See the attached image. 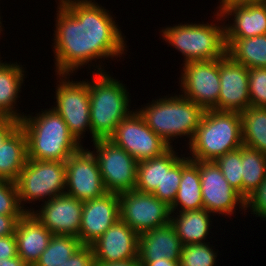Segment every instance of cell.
Listing matches in <instances>:
<instances>
[{
  "instance_id": "cell-43",
  "label": "cell",
  "mask_w": 266,
  "mask_h": 266,
  "mask_svg": "<svg viewBox=\"0 0 266 266\" xmlns=\"http://www.w3.org/2000/svg\"><path fill=\"white\" fill-rule=\"evenodd\" d=\"M0 266H29L23 259L19 256L12 257L10 259H1Z\"/></svg>"
},
{
  "instance_id": "cell-12",
  "label": "cell",
  "mask_w": 266,
  "mask_h": 266,
  "mask_svg": "<svg viewBox=\"0 0 266 266\" xmlns=\"http://www.w3.org/2000/svg\"><path fill=\"white\" fill-rule=\"evenodd\" d=\"M180 93L205 110L218 111L220 92L219 59L182 64Z\"/></svg>"
},
{
  "instance_id": "cell-14",
  "label": "cell",
  "mask_w": 266,
  "mask_h": 266,
  "mask_svg": "<svg viewBox=\"0 0 266 266\" xmlns=\"http://www.w3.org/2000/svg\"><path fill=\"white\" fill-rule=\"evenodd\" d=\"M65 193L84 202L107 193L98 162L87 147H82L65 162Z\"/></svg>"
},
{
  "instance_id": "cell-11",
  "label": "cell",
  "mask_w": 266,
  "mask_h": 266,
  "mask_svg": "<svg viewBox=\"0 0 266 266\" xmlns=\"http://www.w3.org/2000/svg\"><path fill=\"white\" fill-rule=\"evenodd\" d=\"M120 218L138 235L170 223V206L135 189L118 194Z\"/></svg>"
},
{
  "instance_id": "cell-19",
  "label": "cell",
  "mask_w": 266,
  "mask_h": 266,
  "mask_svg": "<svg viewBox=\"0 0 266 266\" xmlns=\"http://www.w3.org/2000/svg\"><path fill=\"white\" fill-rule=\"evenodd\" d=\"M139 235L121 218L91 244L95 262H120L138 258Z\"/></svg>"
},
{
  "instance_id": "cell-18",
  "label": "cell",
  "mask_w": 266,
  "mask_h": 266,
  "mask_svg": "<svg viewBox=\"0 0 266 266\" xmlns=\"http://www.w3.org/2000/svg\"><path fill=\"white\" fill-rule=\"evenodd\" d=\"M120 219L119 198L107 192L99 198L83 202L79 240L91 245Z\"/></svg>"
},
{
  "instance_id": "cell-15",
  "label": "cell",
  "mask_w": 266,
  "mask_h": 266,
  "mask_svg": "<svg viewBox=\"0 0 266 266\" xmlns=\"http://www.w3.org/2000/svg\"><path fill=\"white\" fill-rule=\"evenodd\" d=\"M40 207V208H39ZM33 215L53 234L79 237L83 202L64 193L43 202Z\"/></svg>"
},
{
  "instance_id": "cell-3",
  "label": "cell",
  "mask_w": 266,
  "mask_h": 266,
  "mask_svg": "<svg viewBox=\"0 0 266 266\" xmlns=\"http://www.w3.org/2000/svg\"><path fill=\"white\" fill-rule=\"evenodd\" d=\"M42 110L34 116L25 114L20 121L27 139V157L66 162L83 145L70 133L67 124L52 107Z\"/></svg>"
},
{
  "instance_id": "cell-31",
  "label": "cell",
  "mask_w": 266,
  "mask_h": 266,
  "mask_svg": "<svg viewBox=\"0 0 266 266\" xmlns=\"http://www.w3.org/2000/svg\"><path fill=\"white\" fill-rule=\"evenodd\" d=\"M164 154L138 162L135 190L144 193L163 192Z\"/></svg>"
},
{
  "instance_id": "cell-22",
  "label": "cell",
  "mask_w": 266,
  "mask_h": 266,
  "mask_svg": "<svg viewBox=\"0 0 266 266\" xmlns=\"http://www.w3.org/2000/svg\"><path fill=\"white\" fill-rule=\"evenodd\" d=\"M25 68L19 62H3L0 65V118H13L21 121L24 112L16 108L21 86L26 78ZM16 106V107H15Z\"/></svg>"
},
{
  "instance_id": "cell-24",
  "label": "cell",
  "mask_w": 266,
  "mask_h": 266,
  "mask_svg": "<svg viewBox=\"0 0 266 266\" xmlns=\"http://www.w3.org/2000/svg\"><path fill=\"white\" fill-rule=\"evenodd\" d=\"M213 214L205 209L184 212H171L170 223L175 228L176 234L182 245L206 243L211 232Z\"/></svg>"
},
{
  "instance_id": "cell-30",
  "label": "cell",
  "mask_w": 266,
  "mask_h": 266,
  "mask_svg": "<svg viewBox=\"0 0 266 266\" xmlns=\"http://www.w3.org/2000/svg\"><path fill=\"white\" fill-rule=\"evenodd\" d=\"M174 149L171 147L164 153L163 192L152 193L169 206L174 202L182 178V154L179 156Z\"/></svg>"
},
{
  "instance_id": "cell-34",
  "label": "cell",
  "mask_w": 266,
  "mask_h": 266,
  "mask_svg": "<svg viewBox=\"0 0 266 266\" xmlns=\"http://www.w3.org/2000/svg\"><path fill=\"white\" fill-rule=\"evenodd\" d=\"M18 199L16 182L0 179V215H24Z\"/></svg>"
},
{
  "instance_id": "cell-39",
  "label": "cell",
  "mask_w": 266,
  "mask_h": 266,
  "mask_svg": "<svg viewBox=\"0 0 266 266\" xmlns=\"http://www.w3.org/2000/svg\"><path fill=\"white\" fill-rule=\"evenodd\" d=\"M23 215H0V237L15 233L18 220Z\"/></svg>"
},
{
  "instance_id": "cell-13",
  "label": "cell",
  "mask_w": 266,
  "mask_h": 266,
  "mask_svg": "<svg viewBox=\"0 0 266 266\" xmlns=\"http://www.w3.org/2000/svg\"><path fill=\"white\" fill-rule=\"evenodd\" d=\"M199 172L205 210L213 216L230 217L239 208L245 214V199L224 178L215 161H199Z\"/></svg>"
},
{
  "instance_id": "cell-35",
  "label": "cell",
  "mask_w": 266,
  "mask_h": 266,
  "mask_svg": "<svg viewBox=\"0 0 266 266\" xmlns=\"http://www.w3.org/2000/svg\"><path fill=\"white\" fill-rule=\"evenodd\" d=\"M250 106L266 107V68L248 69Z\"/></svg>"
},
{
  "instance_id": "cell-7",
  "label": "cell",
  "mask_w": 266,
  "mask_h": 266,
  "mask_svg": "<svg viewBox=\"0 0 266 266\" xmlns=\"http://www.w3.org/2000/svg\"><path fill=\"white\" fill-rule=\"evenodd\" d=\"M15 182L21 208L25 212H32L35 209L33 207L25 208L24 204L34 202V205L35 201L46 202L65 193V162L27 158L25 167Z\"/></svg>"
},
{
  "instance_id": "cell-45",
  "label": "cell",
  "mask_w": 266,
  "mask_h": 266,
  "mask_svg": "<svg viewBox=\"0 0 266 266\" xmlns=\"http://www.w3.org/2000/svg\"><path fill=\"white\" fill-rule=\"evenodd\" d=\"M1 18H2V17L0 16V35H1L2 31H3V29H4V28H2V27H4V26L2 25Z\"/></svg>"
},
{
  "instance_id": "cell-25",
  "label": "cell",
  "mask_w": 266,
  "mask_h": 266,
  "mask_svg": "<svg viewBox=\"0 0 266 266\" xmlns=\"http://www.w3.org/2000/svg\"><path fill=\"white\" fill-rule=\"evenodd\" d=\"M27 158V139L19 126L0 146V179L15 182Z\"/></svg>"
},
{
  "instance_id": "cell-37",
  "label": "cell",
  "mask_w": 266,
  "mask_h": 266,
  "mask_svg": "<svg viewBox=\"0 0 266 266\" xmlns=\"http://www.w3.org/2000/svg\"><path fill=\"white\" fill-rule=\"evenodd\" d=\"M61 266H96L91 245H83Z\"/></svg>"
},
{
  "instance_id": "cell-16",
  "label": "cell",
  "mask_w": 266,
  "mask_h": 266,
  "mask_svg": "<svg viewBox=\"0 0 266 266\" xmlns=\"http://www.w3.org/2000/svg\"><path fill=\"white\" fill-rule=\"evenodd\" d=\"M218 111L243 112L250 107L248 68L228 54L219 58Z\"/></svg>"
},
{
  "instance_id": "cell-44",
  "label": "cell",
  "mask_w": 266,
  "mask_h": 266,
  "mask_svg": "<svg viewBox=\"0 0 266 266\" xmlns=\"http://www.w3.org/2000/svg\"><path fill=\"white\" fill-rule=\"evenodd\" d=\"M266 0H220L218 3L227 4V3H244V2H264Z\"/></svg>"
},
{
  "instance_id": "cell-29",
  "label": "cell",
  "mask_w": 266,
  "mask_h": 266,
  "mask_svg": "<svg viewBox=\"0 0 266 266\" xmlns=\"http://www.w3.org/2000/svg\"><path fill=\"white\" fill-rule=\"evenodd\" d=\"M82 246L77 237L52 235L47 248L33 266H61Z\"/></svg>"
},
{
  "instance_id": "cell-42",
  "label": "cell",
  "mask_w": 266,
  "mask_h": 266,
  "mask_svg": "<svg viewBox=\"0 0 266 266\" xmlns=\"http://www.w3.org/2000/svg\"><path fill=\"white\" fill-rule=\"evenodd\" d=\"M142 266H179V260H169L167 258L150 262H140Z\"/></svg>"
},
{
  "instance_id": "cell-41",
  "label": "cell",
  "mask_w": 266,
  "mask_h": 266,
  "mask_svg": "<svg viewBox=\"0 0 266 266\" xmlns=\"http://www.w3.org/2000/svg\"><path fill=\"white\" fill-rule=\"evenodd\" d=\"M96 266H141L138 258L120 262H95Z\"/></svg>"
},
{
  "instance_id": "cell-17",
  "label": "cell",
  "mask_w": 266,
  "mask_h": 266,
  "mask_svg": "<svg viewBox=\"0 0 266 266\" xmlns=\"http://www.w3.org/2000/svg\"><path fill=\"white\" fill-rule=\"evenodd\" d=\"M216 9L226 19L225 23L231 18V24H225V38H250L266 34L265 2L219 4Z\"/></svg>"
},
{
  "instance_id": "cell-1",
  "label": "cell",
  "mask_w": 266,
  "mask_h": 266,
  "mask_svg": "<svg viewBox=\"0 0 266 266\" xmlns=\"http://www.w3.org/2000/svg\"><path fill=\"white\" fill-rule=\"evenodd\" d=\"M53 53L56 74H75L93 61L121 58L128 50L112 11L95 0H58ZM117 23V24H116ZM103 58V59H102Z\"/></svg>"
},
{
  "instance_id": "cell-9",
  "label": "cell",
  "mask_w": 266,
  "mask_h": 266,
  "mask_svg": "<svg viewBox=\"0 0 266 266\" xmlns=\"http://www.w3.org/2000/svg\"><path fill=\"white\" fill-rule=\"evenodd\" d=\"M93 145L91 152L107 192L120 194L135 189L138 161L109 139L95 140Z\"/></svg>"
},
{
  "instance_id": "cell-23",
  "label": "cell",
  "mask_w": 266,
  "mask_h": 266,
  "mask_svg": "<svg viewBox=\"0 0 266 266\" xmlns=\"http://www.w3.org/2000/svg\"><path fill=\"white\" fill-rule=\"evenodd\" d=\"M182 155V178L174 202L170 205L171 212H184L204 209L201 195V179L199 161H193Z\"/></svg>"
},
{
  "instance_id": "cell-20",
  "label": "cell",
  "mask_w": 266,
  "mask_h": 266,
  "mask_svg": "<svg viewBox=\"0 0 266 266\" xmlns=\"http://www.w3.org/2000/svg\"><path fill=\"white\" fill-rule=\"evenodd\" d=\"M182 243L171 223L139 234V262L162 259L179 260Z\"/></svg>"
},
{
  "instance_id": "cell-26",
  "label": "cell",
  "mask_w": 266,
  "mask_h": 266,
  "mask_svg": "<svg viewBox=\"0 0 266 266\" xmlns=\"http://www.w3.org/2000/svg\"><path fill=\"white\" fill-rule=\"evenodd\" d=\"M227 54L250 68H266V34L250 38H225Z\"/></svg>"
},
{
  "instance_id": "cell-28",
  "label": "cell",
  "mask_w": 266,
  "mask_h": 266,
  "mask_svg": "<svg viewBox=\"0 0 266 266\" xmlns=\"http://www.w3.org/2000/svg\"><path fill=\"white\" fill-rule=\"evenodd\" d=\"M242 197L246 199L266 177V154L241 146Z\"/></svg>"
},
{
  "instance_id": "cell-8",
  "label": "cell",
  "mask_w": 266,
  "mask_h": 266,
  "mask_svg": "<svg viewBox=\"0 0 266 266\" xmlns=\"http://www.w3.org/2000/svg\"><path fill=\"white\" fill-rule=\"evenodd\" d=\"M55 75H57L54 96L56 104L54 103L52 108L62 117L75 139L83 144L82 139L85 137L86 131L90 132L92 138L87 79L86 81H73L70 79L71 74Z\"/></svg>"
},
{
  "instance_id": "cell-6",
  "label": "cell",
  "mask_w": 266,
  "mask_h": 266,
  "mask_svg": "<svg viewBox=\"0 0 266 266\" xmlns=\"http://www.w3.org/2000/svg\"><path fill=\"white\" fill-rule=\"evenodd\" d=\"M242 145L241 114L208 109L187 146V155L193 161H215Z\"/></svg>"
},
{
  "instance_id": "cell-33",
  "label": "cell",
  "mask_w": 266,
  "mask_h": 266,
  "mask_svg": "<svg viewBox=\"0 0 266 266\" xmlns=\"http://www.w3.org/2000/svg\"><path fill=\"white\" fill-rule=\"evenodd\" d=\"M215 162L224 178L242 196L241 147L218 157Z\"/></svg>"
},
{
  "instance_id": "cell-2",
  "label": "cell",
  "mask_w": 266,
  "mask_h": 266,
  "mask_svg": "<svg viewBox=\"0 0 266 266\" xmlns=\"http://www.w3.org/2000/svg\"><path fill=\"white\" fill-rule=\"evenodd\" d=\"M101 65H100V64ZM95 64L93 77L88 81L90 98V123L92 141L109 139L115 132L116 126L134 109L131 108V99L126 84L114 79L104 69L103 62ZM109 73V74H108Z\"/></svg>"
},
{
  "instance_id": "cell-4",
  "label": "cell",
  "mask_w": 266,
  "mask_h": 266,
  "mask_svg": "<svg viewBox=\"0 0 266 266\" xmlns=\"http://www.w3.org/2000/svg\"><path fill=\"white\" fill-rule=\"evenodd\" d=\"M169 96L170 94L153 99L151 103L145 104L147 106L143 105L144 107L136 110L145 123L170 147H173L172 142L179 137H188L187 146L200 125L205 109L180 93Z\"/></svg>"
},
{
  "instance_id": "cell-32",
  "label": "cell",
  "mask_w": 266,
  "mask_h": 266,
  "mask_svg": "<svg viewBox=\"0 0 266 266\" xmlns=\"http://www.w3.org/2000/svg\"><path fill=\"white\" fill-rule=\"evenodd\" d=\"M213 247L210 242L184 245L179 266H216L218 249Z\"/></svg>"
},
{
  "instance_id": "cell-5",
  "label": "cell",
  "mask_w": 266,
  "mask_h": 266,
  "mask_svg": "<svg viewBox=\"0 0 266 266\" xmlns=\"http://www.w3.org/2000/svg\"><path fill=\"white\" fill-rule=\"evenodd\" d=\"M214 13L217 23L186 22L161 28L160 36L181 53L183 64L215 60L227 54L225 22L218 10Z\"/></svg>"
},
{
  "instance_id": "cell-46",
  "label": "cell",
  "mask_w": 266,
  "mask_h": 266,
  "mask_svg": "<svg viewBox=\"0 0 266 266\" xmlns=\"http://www.w3.org/2000/svg\"><path fill=\"white\" fill-rule=\"evenodd\" d=\"M2 58H1V55H0V65L3 63V60H1Z\"/></svg>"
},
{
  "instance_id": "cell-40",
  "label": "cell",
  "mask_w": 266,
  "mask_h": 266,
  "mask_svg": "<svg viewBox=\"0 0 266 266\" xmlns=\"http://www.w3.org/2000/svg\"><path fill=\"white\" fill-rule=\"evenodd\" d=\"M19 126V120L13 118H0V146Z\"/></svg>"
},
{
  "instance_id": "cell-10",
  "label": "cell",
  "mask_w": 266,
  "mask_h": 266,
  "mask_svg": "<svg viewBox=\"0 0 266 266\" xmlns=\"http://www.w3.org/2000/svg\"><path fill=\"white\" fill-rule=\"evenodd\" d=\"M109 140L138 162L161 156L171 148L145 123L136 109L116 126Z\"/></svg>"
},
{
  "instance_id": "cell-38",
  "label": "cell",
  "mask_w": 266,
  "mask_h": 266,
  "mask_svg": "<svg viewBox=\"0 0 266 266\" xmlns=\"http://www.w3.org/2000/svg\"><path fill=\"white\" fill-rule=\"evenodd\" d=\"M18 256L15 235L0 237V260Z\"/></svg>"
},
{
  "instance_id": "cell-36",
  "label": "cell",
  "mask_w": 266,
  "mask_h": 266,
  "mask_svg": "<svg viewBox=\"0 0 266 266\" xmlns=\"http://www.w3.org/2000/svg\"><path fill=\"white\" fill-rule=\"evenodd\" d=\"M266 221V177L260 186L245 199V212Z\"/></svg>"
},
{
  "instance_id": "cell-21",
  "label": "cell",
  "mask_w": 266,
  "mask_h": 266,
  "mask_svg": "<svg viewBox=\"0 0 266 266\" xmlns=\"http://www.w3.org/2000/svg\"><path fill=\"white\" fill-rule=\"evenodd\" d=\"M18 256L29 266H33L45 251L52 233L33 215L26 212L15 230Z\"/></svg>"
},
{
  "instance_id": "cell-27",
  "label": "cell",
  "mask_w": 266,
  "mask_h": 266,
  "mask_svg": "<svg viewBox=\"0 0 266 266\" xmlns=\"http://www.w3.org/2000/svg\"><path fill=\"white\" fill-rule=\"evenodd\" d=\"M240 114L243 145L266 154V107L250 106Z\"/></svg>"
}]
</instances>
